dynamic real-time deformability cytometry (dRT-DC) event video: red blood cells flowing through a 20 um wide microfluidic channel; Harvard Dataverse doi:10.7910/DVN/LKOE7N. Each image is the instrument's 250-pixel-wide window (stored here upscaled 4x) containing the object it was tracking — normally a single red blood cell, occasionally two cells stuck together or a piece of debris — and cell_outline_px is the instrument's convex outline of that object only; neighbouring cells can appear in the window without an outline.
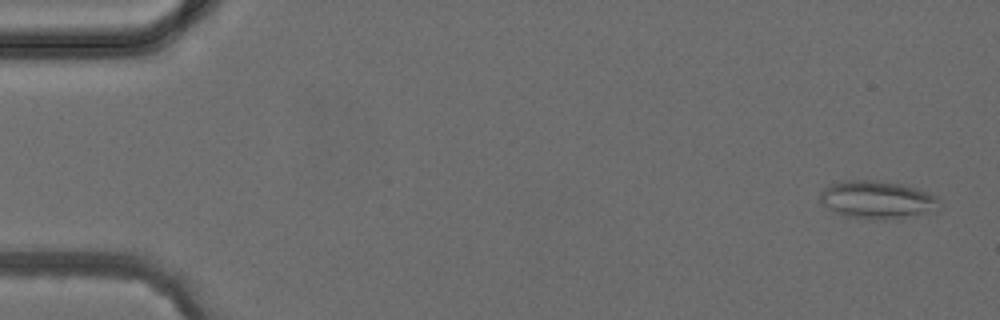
{"species": "common noctule bat (a hibernating species)", "species_latin": "Nyctalus noctula", "temperature_condition": "cold", "stored_images_in_passage": 4, "camera_frame_rate_fps": 3000, "um_per_image_px": 0.085, "animal": {"sex": "female", "body_mass_g": 24.6, "forearm_length_mm": 56.2}, "frame": {"image": 1, "passage_image": 1, "time_ms": 0.0, "image_size_px": [1000, 320], "cell_outline_px": [[940, 200], [924, 212], [904, 216], [844, 216], [828, 208], [820, 200], [820, 192], [824, 188], [832, 184], [844, 180], [872, 180], [900, 184], [916, 188], [936, 196]], "centroid_in_image_um": [74.43, 16.9], "position_along_channel_um": 10.6, "area_um2": 24.45}}
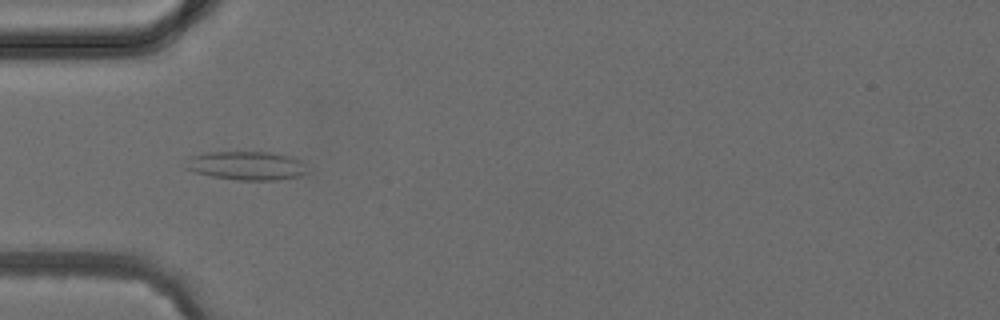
{"frame": {"image": 2, "passage_image": 4, "time_ms": 4.0, "image_size_px": [1000, 320], "cell_outline_px": [[308, 172], [300, 176], [276, 180], [240, 180], [212, 176], [196, 172], [184, 168], [180, 164], [192, 156], [208, 152], [280, 152], [300, 160], [304, 164]], "centroid_in_image_um": [20.95, 14.07], "position_along_channel_um": 64.1, "area_um2": 20.58}}